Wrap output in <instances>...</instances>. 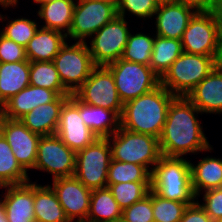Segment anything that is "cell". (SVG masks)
Returning a JSON list of instances; mask_svg holds the SVG:
<instances>
[{
    "instance_id": "cell-1",
    "label": "cell",
    "mask_w": 222,
    "mask_h": 222,
    "mask_svg": "<svg viewBox=\"0 0 222 222\" xmlns=\"http://www.w3.org/2000/svg\"><path fill=\"white\" fill-rule=\"evenodd\" d=\"M198 113L202 115L187 97L176 96L172 100L159 137L162 156L184 158L190 153L212 152Z\"/></svg>"
},
{
    "instance_id": "cell-2",
    "label": "cell",
    "mask_w": 222,
    "mask_h": 222,
    "mask_svg": "<svg viewBox=\"0 0 222 222\" xmlns=\"http://www.w3.org/2000/svg\"><path fill=\"white\" fill-rule=\"evenodd\" d=\"M175 97L160 84L154 90L125 102L120 116V127L159 139L168 108Z\"/></svg>"
},
{
    "instance_id": "cell-3",
    "label": "cell",
    "mask_w": 222,
    "mask_h": 222,
    "mask_svg": "<svg viewBox=\"0 0 222 222\" xmlns=\"http://www.w3.org/2000/svg\"><path fill=\"white\" fill-rule=\"evenodd\" d=\"M187 158L162 156L151 173V190L164 199L192 205L196 201Z\"/></svg>"
},
{
    "instance_id": "cell-4",
    "label": "cell",
    "mask_w": 222,
    "mask_h": 222,
    "mask_svg": "<svg viewBox=\"0 0 222 222\" xmlns=\"http://www.w3.org/2000/svg\"><path fill=\"white\" fill-rule=\"evenodd\" d=\"M107 139L111 146L113 160L142 165L150 173L162 157L159 139L152 135L136 133L119 127Z\"/></svg>"
},
{
    "instance_id": "cell-5",
    "label": "cell",
    "mask_w": 222,
    "mask_h": 222,
    "mask_svg": "<svg viewBox=\"0 0 222 222\" xmlns=\"http://www.w3.org/2000/svg\"><path fill=\"white\" fill-rule=\"evenodd\" d=\"M218 64L212 56L183 52L160 78V84L173 95L186 97Z\"/></svg>"
},
{
    "instance_id": "cell-6",
    "label": "cell",
    "mask_w": 222,
    "mask_h": 222,
    "mask_svg": "<svg viewBox=\"0 0 222 222\" xmlns=\"http://www.w3.org/2000/svg\"><path fill=\"white\" fill-rule=\"evenodd\" d=\"M117 16V1L76 0L72 24L67 35L78 42H86L99 29ZM70 39V40H69Z\"/></svg>"
},
{
    "instance_id": "cell-7",
    "label": "cell",
    "mask_w": 222,
    "mask_h": 222,
    "mask_svg": "<svg viewBox=\"0 0 222 222\" xmlns=\"http://www.w3.org/2000/svg\"><path fill=\"white\" fill-rule=\"evenodd\" d=\"M107 67L111 70L123 104L144 95L160 85V77L150 66L119 59Z\"/></svg>"
},
{
    "instance_id": "cell-8",
    "label": "cell",
    "mask_w": 222,
    "mask_h": 222,
    "mask_svg": "<svg viewBox=\"0 0 222 222\" xmlns=\"http://www.w3.org/2000/svg\"><path fill=\"white\" fill-rule=\"evenodd\" d=\"M53 63L64 88L74 94L88 79L95 67L87 42L66 43L55 56Z\"/></svg>"
},
{
    "instance_id": "cell-9",
    "label": "cell",
    "mask_w": 222,
    "mask_h": 222,
    "mask_svg": "<svg viewBox=\"0 0 222 222\" xmlns=\"http://www.w3.org/2000/svg\"><path fill=\"white\" fill-rule=\"evenodd\" d=\"M111 159L108 139L97 138L89 146L76 152L74 176L91 190L107 187Z\"/></svg>"
},
{
    "instance_id": "cell-10",
    "label": "cell",
    "mask_w": 222,
    "mask_h": 222,
    "mask_svg": "<svg viewBox=\"0 0 222 222\" xmlns=\"http://www.w3.org/2000/svg\"><path fill=\"white\" fill-rule=\"evenodd\" d=\"M128 23L117 15L91 37L88 48L95 66H107L122 57L132 31Z\"/></svg>"
},
{
    "instance_id": "cell-11",
    "label": "cell",
    "mask_w": 222,
    "mask_h": 222,
    "mask_svg": "<svg viewBox=\"0 0 222 222\" xmlns=\"http://www.w3.org/2000/svg\"><path fill=\"white\" fill-rule=\"evenodd\" d=\"M181 43L185 53L212 56L222 63L216 24L210 10L194 14L183 33Z\"/></svg>"
},
{
    "instance_id": "cell-12",
    "label": "cell",
    "mask_w": 222,
    "mask_h": 222,
    "mask_svg": "<svg viewBox=\"0 0 222 222\" xmlns=\"http://www.w3.org/2000/svg\"><path fill=\"white\" fill-rule=\"evenodd\" d=\"M74 95L85 104L113 110L119 117L122 114L123 102L119 98L112 72L107 66H95Z\"/></svg>"
},
{
    "instance_id": "cell-13",
    "label": "cell",
    "mask_w": 222,
    "mask_h": 222,
    "mask_svg": "<svg viewBox=\"0 0 222 222\" xmlns=\"http://www.w3.org/2000/svg\"><path fill=\"white\" fill-rule=\"evenodd\" d=\"M34 169L52 174V180L72 177L76 169V152L56 134L41 136Z\"/></svg>"
},
{
    "instance_id": "cell-14",
    "label": "cell",
    "mask_w": 222,
    "mask_h": 222,
    "mask_svg": "<svg viewBox=\"0 0 222 222\" xmlns=\"http://www.w3.org/2000/svg\"><path fill=\"white\" fill-rule=\"evenodd\" d=\"M56 135L75 152L89 146L98 138L81 118L80 100L74 94L62 105Z\"/></svg>"
},
{
    "instance_id": "cell-15",
    "label": "cell",
    "mask_w": 222,
    "mask_h": 222,
    "mask_svg": "<svg viewBox=\"0 0 222 222\" xmlns=\"http://www.w3.org/2000/svg\"><path fill=\"white\" fill-rule=\"evenodd\" d=\"M51 185L68 220L86 222L92 190L75 176L54 179Z\"/></svg>"
},
{
    "instance_id": "cell-16",
    "label": "cell",
    "mask_w": 222,
    "mask_h": 222,
    "mask_svg": "<svg viewBox=\"0 0 222 222\" xmlns=\"http://www.w3.org/2000/svg\"><path fill=\"white\" fill-rule=\"evenodd\" d=\"M2 135L7 140L17 162L27 172L34 169L40 135L31 132L21 120L6 118Z\"/></svg>"
},
{
    "instance_id": "cell-17",
    "label": "cell",
    "mask_w": 222,
    "mask_h": 222,
    "mask_svg": "<svg viewBox=\"0 0 222 222\" xmlns=\"http://www.w3.org/2000/svg\"><path fill=\"white\" fill-rule=\"evenodd\" d=\"M197 10L177 1L158 5L155 17V35L181 40L191 18Z\"/></svg>"
},
{
    "instance_id": "cell-18",
    "label": "cell",
    "mask_w": 222,
    "mask_h": 222,
    "mask_svg": "<svg viewBox=\"0 0 222 222\" xmlns=\"http://www.w3.org/2000/svg\"><path fill=\"white\" fill-rule=\"evenodd\" d=\"M5 195L0 197L8 222H35L34 182L3 186Z\"/></svg>"
},
{
    "instance_id": "cell-19",
    "label": "cell",
    "mask_w": 222,
    "mask_h": 222,
    "mask_svg": "<svg viewBox=\"0 0 222 222\" xmlns=\"http://www.w3.org/2000/svg\"><path fill=\"white\" fill-rule=\"evenodd\" d=\"M202 114L222 113V63L186 96Z\"/></svg>"
},
{
    "instance_id": "cell-20",
    "label": "cell",
    "mask_w": 222,
    "mask_h": 222,
    "mask_svg": "<svg viewBox=\"0 0 222 222\" xmlns=\"http://www.w3.org/2000/svg\"><path fill=\"white\" fill-rule=\"evenodd\" d=\"M59 95L50 89L28 85L4 105L6 118L20 120L39 105L54 102Z\"/></svg>"
},
{
    "instance_id": "cell-21",
    "label": "cell",
    "mask_w": 222,
    "mask_h": 222,
    "mask_svg": "<svg viewBox=\"0 0 222 222\" xmlns=\"http://www.w3.org/2000/svg\"><path fill=\"white\" fill-rule=\"evenodd\" d=\"M69 97L70 95H60L54 102L37 106L20 120L31 132L40 136L55 135L60 110Z\"/></svg>"
},
{
    "instance_id": "cell-22",
    "label": "cell",
    "mask_w": 222,
    "mask_h": 222,
    "mask_svg": "<svg viewBox=\"0 0 222 222\" xmlns=\"http://www.w3.org/2000/svg\"><path fill=\"white\" fill-rule=\"evenodd\" d=\"M66 41L64 33L39 27L25 47L26 58L30 62L53 61Z\"/></svg>"
},
{
    "instance_id": "cell-23",
    "label": "cell",
    "mask_w": 222,
    "mask_h": 222,
    "mask_svg": "<svg viewBox=\"0 0 222 222\" xmlns=\"http://www.w3.org/2000/svg\"><path fill=\"white\" fill-rule=\"evenodd\" d=\"M191 184L196 199L201 191L222 188V159L205 156L193 164L190 160Z\"/></svg>"
},
{
    "instance_id": "cell-24",
    "label": "cell",
    "mask_w": 222,
    "mask_h": 222,
    "mask_svg": "<svg viewBox=\"0 0 222 222\" xmlns=\"http://www.w3.org/2000/svg\"><path fill=\"white\" fill-rule=\"evenodd\" d=\"M30 61L0 63V104L30 85Z\"/></svg>"
},
{
    "instance_id": "cell-25",
    "label": "cell",
    "mask_w": 222,
    "mask_h": 222,
    "mask_svg": "<svg viewBox=\"0 0 222 222\" xmlns=\"http://www.w3.org/2000/svg\"><path fill=\"white\" fill-rule=\"evenodd\" d=\"M35 222H70L51 185L34 181Z\"/></svg>"
},
{
    "instance_id": "cell-26",
    "label": "cell",
    "mask_w": 222,
    "mask_h": 222,
    "mask_svg": "<svg viewBox=\"0 0 222 222\" xmlns=\"http://www.w3.org/2000/svg\"><path fill=\"white\" fill-rule=\"evenodd\" d=\"M80 116L98 138L110 137L120 127V117L113 110L85 104L82 101H80Z\"/></svg>"
},
{
    "instance_id": "cell-27",
    "label": "cell",
    "mask_w": 222,
    "mask_h": 222,
    "mask_svg": "<svg viewBox=\"0 0 222 222\" xmlns=\"http://www.w3.org/2000/svg\"><path fill=\"white\" fill-rule=\"evenodd\" d=\"M76 0H55L40 5L37 15L44 20L40 27L69 34Z\"/></svg>"
},
{
    "instance_id": "cell-28",
    "label": "cell",
    "mask_w": 222,
    "mask_h": 222,
    "mask_svg": "<svg viewBox=\"0 0 222 222\" xmlns=\"http://www.w3.org/2000/svg\"><path fill=\"white\" fill-rule=\"evenodd\" d=\"M121 218L122 209L108 187L92 190L86 222H118Z\"/></svg>"
},
{
    "instance_id": "cell-29",
    "label": "cell",
    "mask_w": 222,
    "mask_h": 222,
    "mask_svg": "<svg viewBox=\"0 0 222 222\" xmlns=\"http://www.w3.org/2000/svg\"><path fill=\"white\" fill-rule=\"evenodd\" d=\"M182 53L181 40L155 35L149 66L161 78Z\"/></svg>"
},
{
    "instance_id": "cell-30",
    "label": "cell",
    "mask_w": 222,
    "mask_h": 222,
    "mask_svg": "<svg viewBox=\"0 0 222 222\" xmlns=\"http://www.w3.org/2000/svg\"><path fill=\"white\" fill-rule=\"evenodd\" d=\"M27 173L17 162L10 145L3 135L0 136V185H18L30 180Z\"/></svg>"
},
{
    "instance_id": "cell-31",
    "label": "cell",
    "mask_w": 222,
    "mask_h": 222,
    "mask_svg": "<svg viewBox=\"0 0 222 222\" xmlns=\"http://www.w3.org/2000/svg\"><path fill=\"white\" fill-rule=\"evenodd\" d=\"M30 85L47 88L60 95H71L63 86L53 61L30 62Z\"/></svg>"
},
{
    "instance_id": "cell-32",
    "label": "cell",
    "mask_w": 222,
    "mask_h": 222,
    "mask_svg": "<svg viewBox=\"0 0 222 222\" xmlns=\"http://www.w3.org/2000/svg\"><path fill=\"white\" fill-rule=\"evenodd\" d=\"M155 35L130 33L121 59L146 66L150 65Z\"/></svg>"
},
{
    "instance_id": "cell-33",
    "label": "cell",
    "mask_w": 222,
    "mask_h": 222,
    "mask_svg": "<svg viewBox=\"0 0 222 222\" xmlns=\"http://www.w3.org/2000/svg\"><path fill=\"white\" fill-rule=\"evenodd\" d=\"M123 182H151V173L142 165L111 159L107 187Z\"/></svg>"
},
{
    "instance_id": "cell-34",
    "label": "cell",
    "mask_w": 222,
    "mask_h": 222,
    "mask_svg": "<svg viewBox=\"0 0 222 222\" xmlns=\"http://www.w3.org/2000/svg\"><path fill=\"white\" fill-rule=\"evenodd\" d=\"M108 188L123 210L147 196L151 190V182H123L110 184Z\"/></svg>"
},
{
    "instance_id": "cell-35",
    "label": "cell",
    "mask_w": 222,
    "mask_h": 222,
    "mask_svg": "<svg viewBox=\"0 0 222 222\" xmlns=\"http://www.w3.org/2000/svg\"><path fill=\"white\" fill-rule=\"evenodd\" d=\"M39 27L36 20L26 17L12 18L11 21H7L0 33L25 48Z\"/></svg>"
},
{
    "instance_id": "cell-36",
    "label": "cell",
    "mask_w": 222,
    "mask_h": 222,
    "mask_svg": "<svg viewBox=\"0 0 222 222\" xmlns=\"http://www.w3.org/2000/svg\"><path fill=\"white\" fill-rule=\"evenodd\" d=\"M154 222H180L187 203L168 200L152 191Z\"/></svg>"
},
{
    "instance_id": "cell-37",
    "label": "cell",
    "mask_w": 222,
    "mask_h": 222,
    "mask_svg": "<svg viewBox=\"0 0 222 222\" xmlns=\"http://www.w3.org/2000/svg\"><path fill=\"white\" fill-rule=\"evenodd\" d=\"M156 0H117V15L125 18L127 11L137 18L151 19L158 8Z\"/></svg>"
},
{
    "instance_id": "cell-38",
    "label": "cell",
    "mask_w": 222,
    "mask_h": 222,
    "mask_svg": "<svg viewBox=\"0 0 222 222\" xmlns=\"http://www.w3.org/2000/svg\"><path fill=\"white\" fill-rule=\"evenodd\" d=\"M123 222H154L152 190L143 199L122 210Z\"/></svg>"
},
{
    "instance_id": "cell-39",
    "label": "cell",
    "mask_w": 222,
    "mask_h": 222,
    "mask_svg": "<svg viewBox=\"0 0 222 222\" xmlns=\"http://www.w3.org/2000/svg\"><path fill=\"white\" fill-rule=\"evenodd\" d=\"M202 204L196 199L199 205L211 217L213 222L222 219V188L211 189L203 192Z\"/></svg>"
},
{
    "instance_id": "cell-40",
    "label": "cell",
    "mask_w": 222,
    "mask_h": 222,
    "mask_svg": "<svg viewBox=\"0 0 222 222\" xmlns=\"http://www.w3.org/2000/svg\"><path fill=\"white\" fill-rule=\"evenodd\" d=\"M26 60L25 48L0 33V63Z\"/></svg>"
},
{
    "instance_id": "cell-41",
    "label": "cell",
    "mask_w": 222,
    "mask_h": 222,
    "mask_svg": "<svg viewBox=\"0 0 222 222\" xmlns=\"http://www.w3.org/2000/svg\"><path fill=\"white\" fill-rule=\"evenodd\" d=\"M180 222H213L211 217L205 210L195 201L192 205H188L183 213Z\"/></svg>"
},
{
    "instance_id": "cell-42",
    "label": "cell",
    "mask_w": 222,
    "mask_h": 222,
    "mask_svg": "<svg viewBox=\"0 0 222 222\" xmlns=\"http://www.w3.org/2000/svg\"><path fill=\"white\" fill-rule=\"evenodd\" d=\"M210 11L215 20L217 39L220 44V50L222 55V0H217Z\"/></svg>"
},
{
    "instance_id": "cell-43",
    "label": "cell",
    "mask_w": 222,
    "mask_h": 222,
    "mask_svg": "<svg viewBox=\"0 0 222 222\" xmlns=\"http://www.w3.org/2000/svg\"><path fill=\"white\" fill-rule=\"evenodd\" d=\"M182 4L191 6L197 11H209L217 0H175Z\"/></svg>"
},
{
    "instance_id": "cell-44",
    "label": "cell",
    "mask_w": 222,
    "mask_h": 222,
    "mask_svg": "<svg viewBox=\"0 0 222 222\" xmlns=\"http://www.w3.org/2000/svg\"><path fill=\"white\" fill-rule=\"evenodd\" d=\"M18 0H0V6H2L4 8V10H6V8H12L14 9V7H18Z\"/></svg>"
},
{
    "instance_id": "cell-45",
    "label": "cell",
    "mask_w": 222,
    "mask_h": 222,
    "mask_svg": "<svg viewBox=\"0 0 222 222\" xmlns=\"http://www.w3.org/2000/svg\"><path fill=\"white\" fill-rule=\"evenodd\" d=\"M6 119L5 111L3 106L0 107V136L2 135V127L4 124V121Z\"/></svg>"
},
{
    "instance_id": "cell-46",
    "label": "cell",
    "mask_w": 222,
    "mask_h": 222,
    "mask_svg": "<svg viewBox=\"0 0 222 222\" xmlns=\"http://www.w3.org/2000/svg\"><path fill=\"white\" fill-rule=\"evenodd\" d=\"M0 222H8L5 210L1 203H0Z\"/></svg>"
},
{
    "instance_id": "cell-47",
    "label": "cell",
    "mask_w": 222,
    "mask_h": 222,
    "mask_svg": "<svg viewBox=\"0 0 222 222\" xmlns=\"http://www.w3.org/2000/svg\"><path fill=\"white\" fill-rule=\"evenodd\" d=\"M52 1H55V0H33V2L38 5H42V4H45V3H50Z\"/></svg>"
},
{
    "instance_id": "cell-48",
    "label": "cell",
    "mask_w": 222,
    "mask_h": 222,
    "mask_svg": "<svg viewBox=\"0 0 222 222\" xmlns=\"http://www.w3.org/2000/svg\"><path fill=\"white\" fill-rule=\"evenodd\" d=\"M173 1H175V0H156V2H157L158 4L167 3V2H173Z\"/></svg>"
},
{
    "instance_id": "cell-49",
    "label": "cell",
    "mask_w": 222,
    "mask_h": 222,
    "mask_svg": "<svg viewBox=\"0 0 222 222\" xmlns=\"http://www.w3.org/2000/svg\"><path fill=\"white\" fill-rule=\"evenodd\" d=\"M4 16H6V15H2L1 13H0V22H2L3 23V21H6V20H8V18L9 17H4ZM6 19V20H5ZM3 20V21H2Z\"/></svg>"
}]
</instances>
